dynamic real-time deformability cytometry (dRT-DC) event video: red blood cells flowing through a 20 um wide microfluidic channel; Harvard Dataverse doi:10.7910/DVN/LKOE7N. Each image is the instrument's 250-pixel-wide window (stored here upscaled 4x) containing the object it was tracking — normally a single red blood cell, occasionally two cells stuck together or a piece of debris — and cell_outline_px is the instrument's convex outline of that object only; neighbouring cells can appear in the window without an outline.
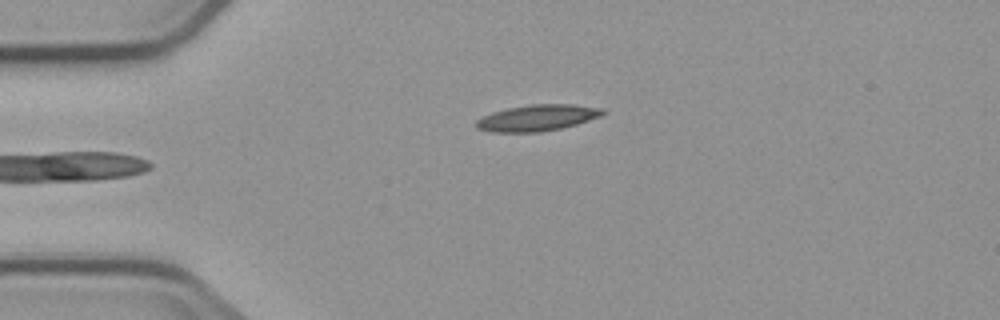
{"species": "common noctule bat (a hibernating species)", "species_latin": "Nyctalus noctula", "temperature_condition": "cold", "stored_images_in_passage": 6, "camera_frame_rate_fps": 3000, "um_per_image_px": 0.085, "animal": {"sex": "male", "body_mass_g": 23.1, "forearm_length_mm": 52.7}, "frame": {"image": 1, "passage_image": 6, "time_ms": 6.0, "image_size_px": [1000, 320], "cell_outline_px": [[608, 112], [600, 116], [576, 124], [560, 128], [540, 132], [492, 132], [476, 128], [476, 120], [492, 112], [508, 108], [532, 104], [572, 104], [604, 108]], "centroid_in_image_um": [45.69, 10.01], "position_along_channel_um": 39.3, "area_um2": 19.31}}